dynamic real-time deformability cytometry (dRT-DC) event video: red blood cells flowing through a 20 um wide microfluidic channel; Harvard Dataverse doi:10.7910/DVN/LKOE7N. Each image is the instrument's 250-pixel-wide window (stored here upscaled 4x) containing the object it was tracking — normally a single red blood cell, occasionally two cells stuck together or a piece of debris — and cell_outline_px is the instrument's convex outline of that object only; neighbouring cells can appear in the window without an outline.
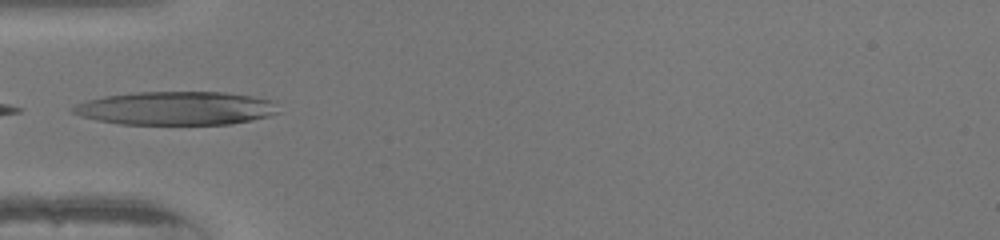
{"species": "human", "species_latin": "Homo sapiens", "temperature_condition": "warm", "stored_images_in_passage": 35, "camera_frame_rate_fps": 3000, "um_per_image_px": 0.085, "donor": {"sex": "female"}, "frame": {"image": 1, "passage_image": 1, "time_ms": 0.0, "image_size_px": [1000, 240], "cell_outline_px": [[280, 112], [268, 116], [252, 120], [232, 124], [120, 124], [96, 120], [80, 116], [72, 112], [68, 108], [76, 104], [88, 100], [104, 96], [136, 92], [224, 92], [252, 96], [276, 100]], "centroid_in_image_um": [14.99, 9.2], "position_along_channel_um": 70.0, "area_um2": 40.46}}
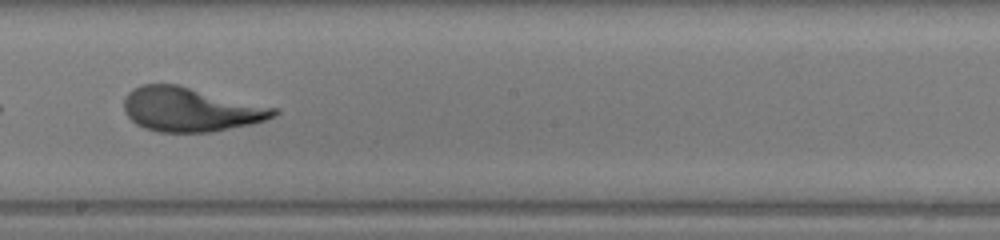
{"frame": {"image": 2, "passage_image": 13, "time_ms": 4.0, "image_size_px": [1000, 240], "cell_outline_px": [[280, 112], [264, 120], [252, 124], [212, 132], [160, 132], [144, 128], [136, 124], [124, 112], [124, 96], [132, 88], [140, 84], [176, 84], [280, 108]], "centroid_in_image_um": [16.19, 9.3], "position_along_channel_um": 232.0, "area_um2": 38.84}}
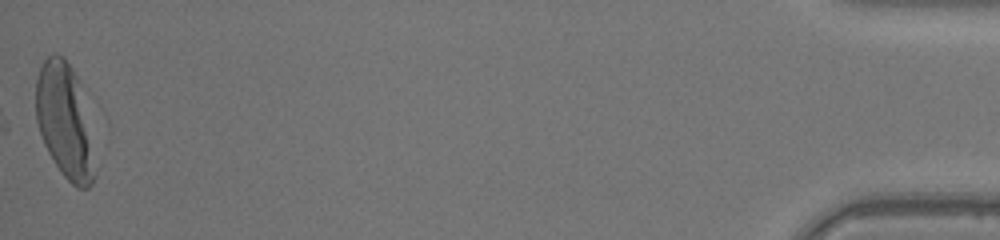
{"frame": {"image": 3, "passage_image": 35, "time_ms": 11.333, "image_size_px": [1000, 240], "cell_outline_px": [[96, 176], [92, 184], [88, 188], [76, 188], [60, 172], [48, 152], [44, 144], [36, 120], [36, 76], [44, 60], [52, 52], [56, 52], [64, 56], [72, 68], [80, 84]], "centroid_in_image_um": [5.46, 10.26], "position_along_channel_um": 429.7, "area_um2": 38.84}}